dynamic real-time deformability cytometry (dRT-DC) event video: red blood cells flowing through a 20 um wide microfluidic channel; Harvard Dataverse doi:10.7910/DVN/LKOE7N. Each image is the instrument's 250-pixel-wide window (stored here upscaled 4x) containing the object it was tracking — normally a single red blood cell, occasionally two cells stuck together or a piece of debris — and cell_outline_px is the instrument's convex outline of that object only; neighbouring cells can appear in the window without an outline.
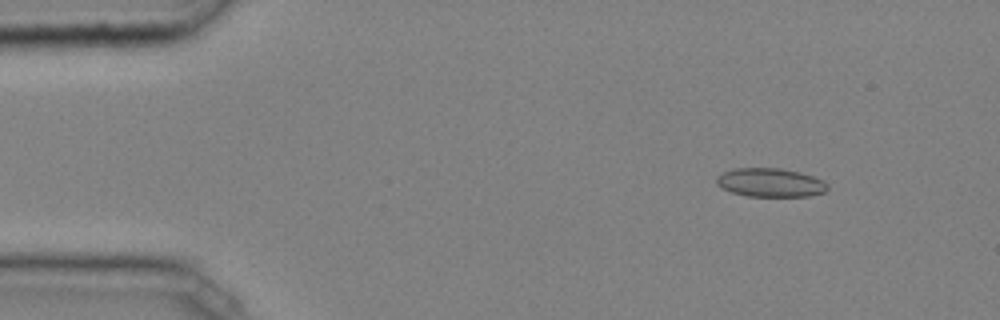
{"species": "common noctule bat (a hibernating species)", "species_latin": "Nyctalus noctula", "temperature_condition": "cold", "stored_images_in_passage": 43, "camera_frame_rate_fps": 3000, "um_per_image_px": 0.085, "animal": {"sex": "male", "body_mass_g": 20.4}, "frame": {"image": 1, "passage_image": 2, "time_ms": 0.333, "image_size_px": [1000, 320], "cell_outline_px": [[828, 188], [824, 192], [808, 196], [748, 196], [732, 192], [716, 184], [716, 176], [732, 168], [780, 168], [800, 172], [824, 180], [828, 184]], "centroid_in_image_um": [65.49, 15.51], "position_along_channel_um": 19.5, "area_um2": 18.55}}
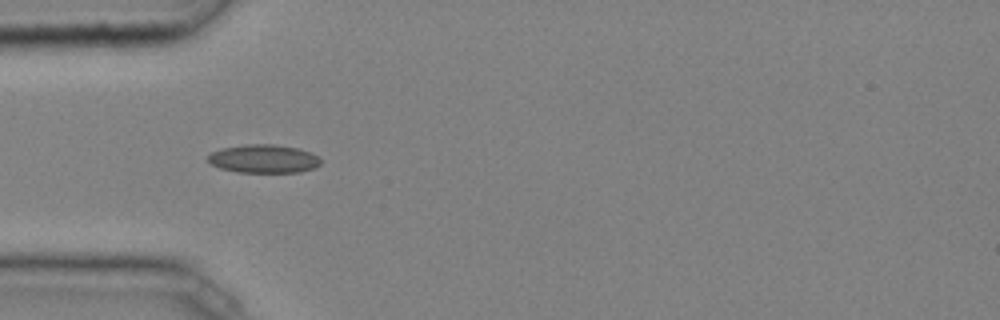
{"frame": {"image": 2, "passage_image": 11, "time_ms": 3.333, "image_size_px": [1000, 320], "cell_outline_px": [[320, 164], [316, 168], [300, 172], [236, 172], [220, 168], [212, 164], [208, 160], [208, 156], [212, 152], [220, 148], [248, 144], [272, 144], [300, 148], [312, 152], [320, 160]], "centroid_in_image_um": [22.43, 13.49], "position_along_channel_um": 62.6, "area_um2": 18.73}}
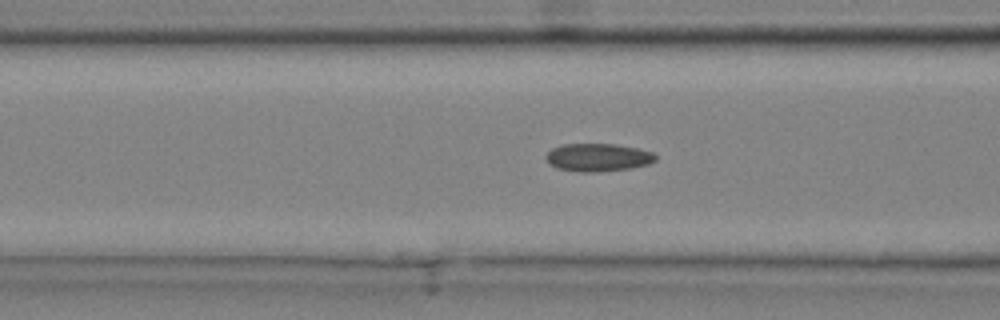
{"frame": {"image": 3, "passage_image": 15, "time_ms": 4.667, "image_size_px": [1000, 320], "cell_outline_px": [[656, 160], [648, 164], [628, 168], [596, 172], [580, 172], [556, 168], [548, 164], [544, 156], [552, 148], [560, 144], [616, 144], [636, 148], [652, 152], [656, 156]], "centroid_in_image_um": [50.76, 13.37], "position_along_channel_um": 115.8, "area_um2": 17.86}, "authors_computed_cell_mechanics": {"area_um2": 17.7446, "velocity_mm_per_s": 4.0675, "shape_relaxation_time_tau1_ms": null, "shape_relaxation_time_tau2_ms": 4.4244, "deformation_change_tau1": null, "deformation_change_tau2": 0.1046}}